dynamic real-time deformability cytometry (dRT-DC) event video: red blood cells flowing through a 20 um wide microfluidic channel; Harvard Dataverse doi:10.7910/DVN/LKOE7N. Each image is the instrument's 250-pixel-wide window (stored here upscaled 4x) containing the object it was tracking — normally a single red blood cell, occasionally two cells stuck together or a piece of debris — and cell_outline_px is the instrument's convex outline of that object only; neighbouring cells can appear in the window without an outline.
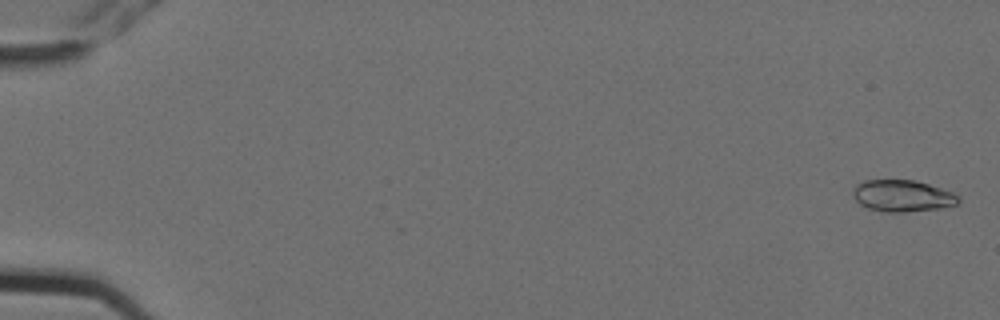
{"species": "Egyptian fruit bat (a non-hibernating species)", "species_latin": "Rousettus aegyptiacus", "temperature_condition": "cold", "stored_images_in_passage": 4, "camera_frame_rate_fps": 3000, "um_per_image_px": 0.085, "animal": {"sex": "female"}, "frame": {"image": 1, "passage_image": 1, "time_ms": 0.0, "image_size_px": [1000, 320], "cell_outline_px": [[960, 200], [956, 204], [940, 208], [908, 212], [880, 212], [868, 208], [860, 204], [852, 196], [852, 188], [856, 184], [864, 180], [916, 180], [952, 192], [960, 196]], "centroid_in_image_um": [76.67, 16.65], "position_along_channel_um": 8.3, "area_um2": 19.65}}
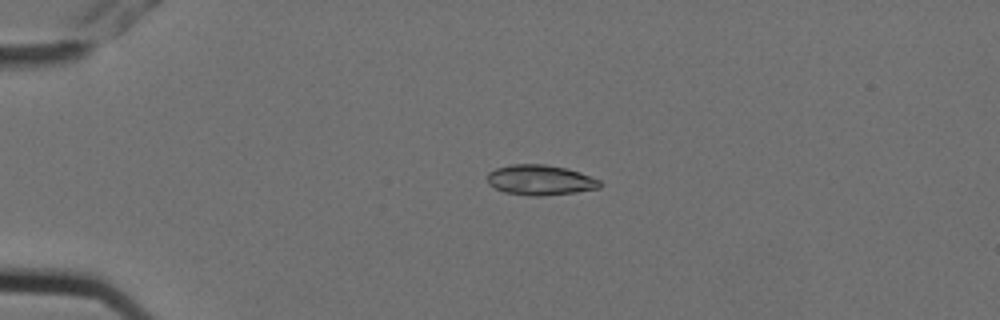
{"frame": {"image": 2, "passage_image": 3, "time_ms": 0.667, "image_size_px": [1000, 320], "cell_outline_px": [[600, 188], [576, 192], [540, 196], [528, 196], [504, 192], [488, 184], [488, 172], [496, 168], [512, 164], [544, 164], [564, 168], [580, 172], [600, 180]], "centroid_in_image_um": [45.9, 15.3], "position_along_channel_um": 39.1, "area_um2": 19.77}}